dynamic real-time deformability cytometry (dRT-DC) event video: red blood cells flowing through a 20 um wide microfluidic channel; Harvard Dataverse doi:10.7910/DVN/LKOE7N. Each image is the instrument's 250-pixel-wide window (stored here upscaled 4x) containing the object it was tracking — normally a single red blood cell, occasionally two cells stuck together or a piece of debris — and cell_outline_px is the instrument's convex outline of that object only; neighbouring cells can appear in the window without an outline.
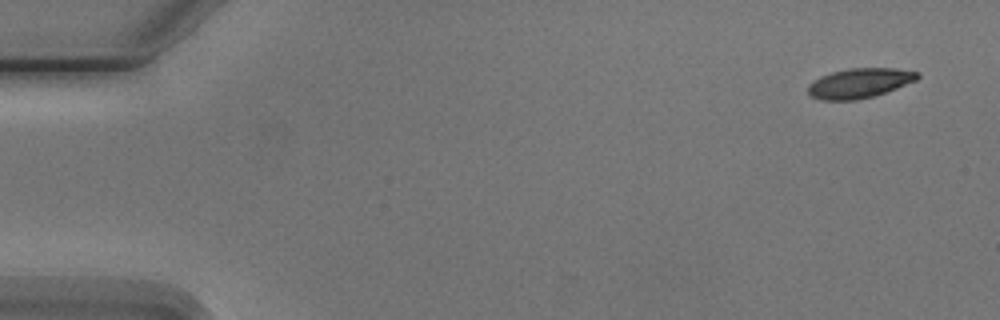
{"species": "Egyptian fruit bat (a non-hibernating species)", "species_latin": "Rousettus aegyptiacus", "temperature_condition": "cold", "stored_images_in_passage": 4, "camera_frame_rate_fps": 3000, "um_per_image_px": 0.085, "animal": {"sex": "male"}, "frame": {"image": 1, "passage_image": 1, "time_ms": 0.0, "image_size_px": [1000, 320], "cell_outline_px": [[920, 76], [916, 80], [896, 88], [872, 96], [856, 100], [820, 100], [812, 96], [808, 92], [808, 84], [812, 80], [820, 76], [832, 72], [848, 68], [896, 68], [920, 72]], "centroid_in_image_um": [73.04, 7.05], "position_along_channel_um": 12.0, "area_um2": 18.96}}